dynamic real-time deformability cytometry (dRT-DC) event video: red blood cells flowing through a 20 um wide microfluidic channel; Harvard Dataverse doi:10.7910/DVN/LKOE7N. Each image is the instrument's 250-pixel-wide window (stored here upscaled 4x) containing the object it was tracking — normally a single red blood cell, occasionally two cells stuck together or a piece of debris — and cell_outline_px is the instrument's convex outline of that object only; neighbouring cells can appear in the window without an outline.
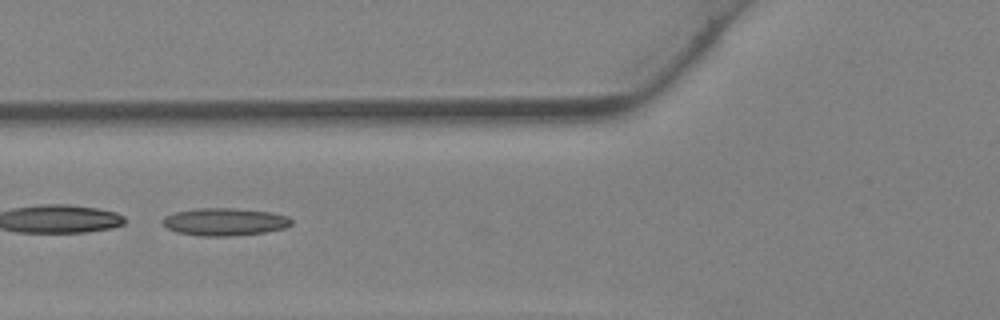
{"species": "Egyptian fruit bat (a non-hibernating species)", "species_latin": "Rousettus aegyptiacus", "temperature_condition": "warm", "stored_images_in_passage": 36, "segment_of_instrument_passage": [2, 2], "camera_frame_rate_fps": 3000, "um_per_image_px": 0.085, "animal": {"sex": "female"}, "frame": {"image": 1, "passage_image": 12, "time_ms": 3.667, "image_size_px": [1000, 320], "cell_outline_px": [[292, 224], [284, 228], [264, 232], [232, 236], [200, 236], [176, 232], [168, 228], [164, 224], [164, 216], [176, 212], [192, 208], [232, 208], [272, 212], [288, 216], [292, 220]], "centroid_in_image_um": [19.11, 18.85], "position_along_channel_um": 106.7, "area_um2": 20.69}}
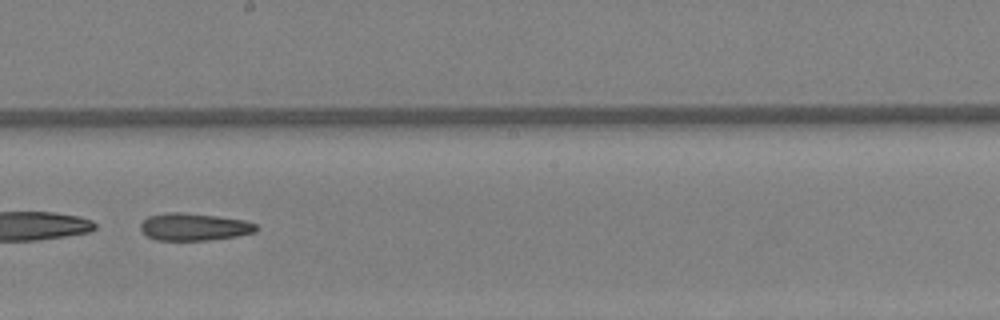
{"frame": {"image": 2, "passage_image": 19, "time_ms": 6.0, "image_size_px": [1000, 320], "cell_outline_px": [[260, 228], [256, 232], [236, 236], [208, 240], [156, 240], [148, 236], [140, 228], [140, 224], [148, 216], [168, 212], [180, 212], [216, 216], [244, 220], [256, 224]], "centroid_in_image_um": [16.52, 19.28], "position_along_channel_um": 231.7, "area_um2": 18.38}}
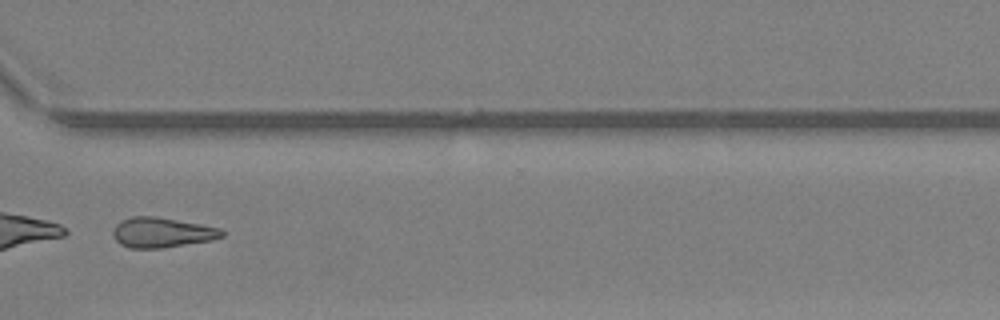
{"frame": {"image": 3, "passage_image": 26, "time_ms": 8.333, "image_size_px": [1000, 320], "cell_outline_px": [[224, 236], [212, 240], [160, 248], [128, 248], [120, 244], [112, 236], [112, 232], [116, 224], [120, 220], [132, 216], [156, 216], [200, 224], [220, 228], [224, 232]], "centroid_in_image_um": [13.73, 19.76], "position_along_channel_um": 356.9, "area_um2": 19.13}}